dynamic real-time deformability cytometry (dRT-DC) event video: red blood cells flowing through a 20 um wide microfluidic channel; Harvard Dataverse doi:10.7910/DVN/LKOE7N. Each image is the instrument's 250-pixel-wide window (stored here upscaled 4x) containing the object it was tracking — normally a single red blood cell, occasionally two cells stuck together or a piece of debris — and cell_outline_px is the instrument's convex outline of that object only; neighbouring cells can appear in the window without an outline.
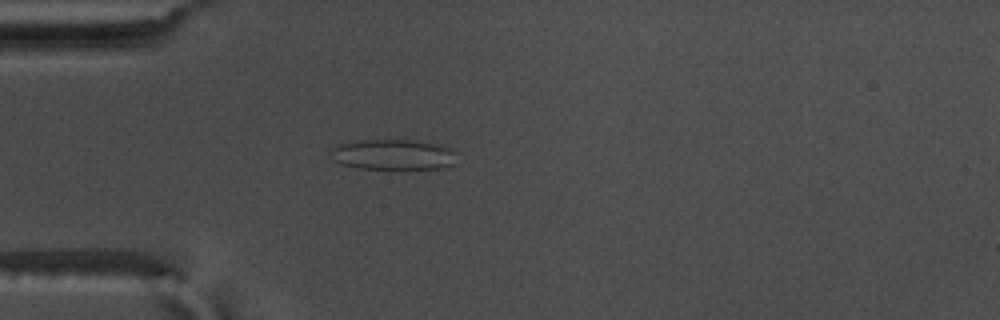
{"species": "common noctule bat (a hibernating species)", "species_latin": "Nyctalus noctula", "temperature_condition": "warm", "stored_images_in_passage": 57, "camera_frame_rate_fps": 3000, "um_per_image_px": 0.085, "animal": {"sex": "male", "body_mass_g": 17.5, "forearm_length_mm": 52.3}, "frame": {"image": 1, "passage_image": 17, "time_ms": 5.333, "image_size_px": [1000, 320], "cell_outline_px": [[452, 164], [440, 168], [400, 172], [356, 168], [340, 164], [332, 160], [332, 148], [340, 144], [364, 140], [416, 140], [436, 144], [448, 148], [452, 152]], "centroid_in_image_um": [33.36, 13.2], "position_along_channel_um": 51.6, "area_um2": 22.95}}
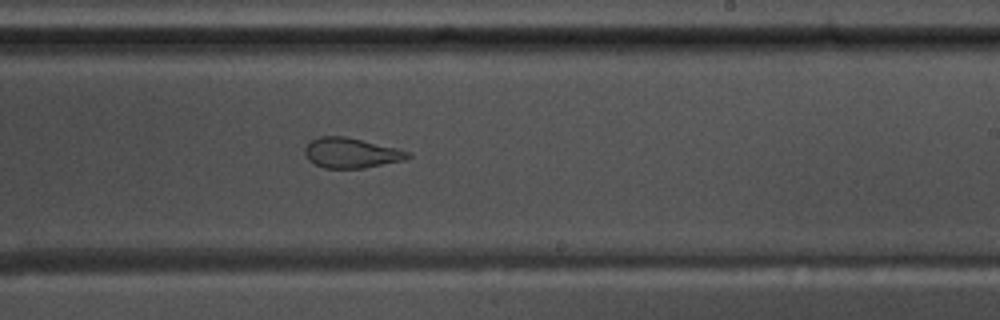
{"frame": {"image": 2, "passage_image": 35, "time_ms": 11.333, "image_size_px": [1000, 320], "cell_outline_px": [[412, 156], [404, 160], [364, 168], [324, 168], [308, 160], [304, 152], [304, 148], [312, 140], [320, 136], [344, 136], [396, 148], [412, 152]], "centroid_in_image_um": [29.86, 13.0], "position_along_channel_um": 259.1, "area_um2": 17.98}}
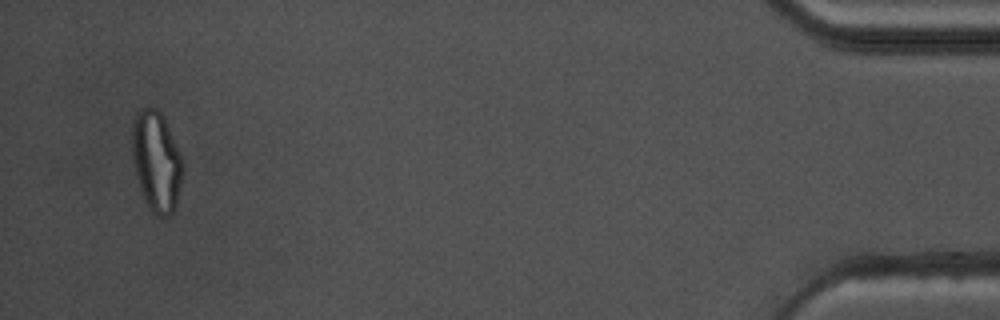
{"frame": {"image": 3, "passage_image": 55, "time_ms": 18.0, "image_size_px": [1000, 320], "cell_outline_px": [[184, 172], [176, 208], [168, 216], [156, 216], [152, 212], [144, 200], [140, 188], [132, 156], [132, 120], [136, 112], [140, 108], [156, 108], [160, 112], [184, 160]], "centroid_in_image_um": [13.31, 13.73], "position_along_channel_um": 421.9, "area_um2": 29.82}, "authors_computed_cell_mechanics": {"area_um2": 24.6228, "velocity_mm_per_s": 3.6358, "shape_relaxation_time_tau1_ms": null, "shape_relaxation_time_tau2_ms": 1.5648, "deformation_change_tau1": null, "deformation_change_tau2": 0.0956}}